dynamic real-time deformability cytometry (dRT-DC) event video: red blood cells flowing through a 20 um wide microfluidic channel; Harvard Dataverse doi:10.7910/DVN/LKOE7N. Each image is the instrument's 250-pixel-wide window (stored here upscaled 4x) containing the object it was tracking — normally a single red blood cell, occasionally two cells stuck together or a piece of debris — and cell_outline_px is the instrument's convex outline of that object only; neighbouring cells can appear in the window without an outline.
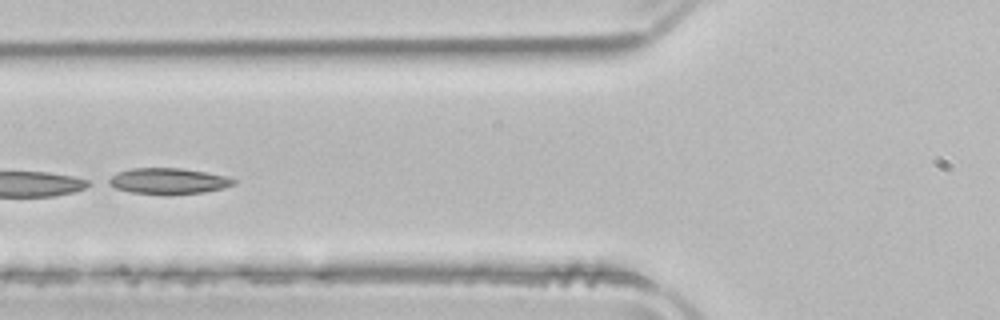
{"species": "common noctule bat (a hibernating species)", "species_latin": "Nyctalus noctula", "temperature_condition": "room temperature", "stored_images_in_passage": 44, "camera_frame_rate_fps": 3000, "um_per_image_px": 0.085, "animal": {"sex": "male", "body_mass_g": 21.5, "forearm_length_mm": 52.0}, "frame": {"image": 1, "passage_image": 13, "time_ms": 4.0, "image_size_px": [1000, 320], "cell_outline_px": [[236, 184], [224, 188], [204, 192], [172, 196], [164, 196], [128, 192], [116, 188], [108, 184], [104, 180], [120, 172], [132, 168], [180, 168], [204, 172], [224, 176], [236, 180]], "centroid_in_image_um": [14.28, 15.42], "position_along_channel_um": 111.5, "area_um2": 19.31}}